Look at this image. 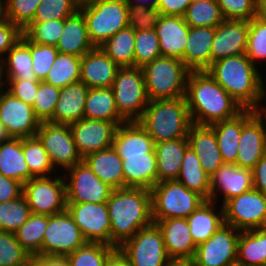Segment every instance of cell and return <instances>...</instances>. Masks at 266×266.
<instances>
[{"label": "cell", "instance_id": "16", "mask_svg": "<svg viewBox=\"0 0 266 266\" xmlns=\"http://www.w3.org/2000/svg\"><path fill=\"white\" fill-rule=\"evenodd\" d=\"M67 211L87 242L110 245V218L106 202L67 203Z\"/></svg>", "mask_w": 266, "mask_h": 266}, {"label": "cell", "instance_id": "41", "mask_svg": "<svg viewBox=\"0 0 266 266\" xmlns=\"http://www.w3.org/2000/svg\"><path fill=\"white\" fill-rule=\"evenodd\" d=\"M80 69L81 57L58 53L43 81L61 89L67 85L80 82Z\"/></svg>", "mask_w": 266, "mask_h": 266}, {"label": "cell", "instance_id": "1", "mask_svg": "<svg viewBox=\"0 0 266 266\" xmlns=\"http://www.w3.org/2000/svg\"><path fill=\"white\" fill-rule=\"evenodd\" d=\"M185 98L192 123L197 125L228 120L244 110L207 71H190Z\"/></svg>", "mask_w": 266, "mask_h": 266}, {"label": "cell", "instance_id": "57", "mask_svg": "<svg viewBox=\"0 0 266 266\" xmlns=\"http://www.w3.org/2000/svg\"><path fill=\"white\" fill-rule=\"evenodd\" d=\"M39 82L31 80H5V84L8 86L6 91L13 97L32 106L37 95Z\"/></svg>", "mask_w": 266, "mask_h": 266}, {"label": "cell", "instance_id": "42", "mask_svg": "<svg viewBox=\"0 0 266 266\" xmlns=\"http://www.w3.org/2000/svg\"><path fill=\"white\" fill-rule=\"evenodd\" d=\"M48 215L31 213L27 221L14 233L20 245L30 254H41Z\"/></svg>", "mask_w": 266, "mask_h": 266}, {"label": "cell", "instance_id": "19", "mask_svg": "<svg viewBox=\"0 0 266 266\" xmlns=\"http://www.w3.org/2000/svg\"><path fill=\"white\" fill-rule=\"evenodd\" d=\"M117 127L115 122L88 118L69 125L82 159L88 154L111 147Z\"/></svg>", "mask_w": 266, "mask_h": 266}, {"label": "cell", "instance_id": "50", "mask_svg": "<svg viewBox=\"0 0 266 266\" xmlns=\"http://www.w3.org/2000/svg\"><path fill=\"white\" fill-rule=\"evenodd\" d=\"M29 258L14 233L0 231V266H27Z\"/></svg>", "mask_w": 266, "mask_h": 266}, {"label": "cell", "instance_id": "52", "mask_svg": "<svg viewBox=\"0 0 266 266\" xmlns=\"http://www.w3.org/2000/svg\"><path fill=\"white\" fill-rule=\"evenodd\" d=\"M59 93L60 88L47 84L44 81L39 82L37 95L32 107L41 122H49L52 119Z\"/></svg>", "mask_w": 266, "mask_h": 266}, {"label": "cell", "instance_id": "31", "mask_svg": "<svg viewBox=\"0 0 266 266\" xmlns=\"http://www.w3.org/2000/svg\"><path fill=\"white\" fill-rule=\"evenodd\" d=\"M189 147L188 137L154 144L157 159V184L177 179L182 160Z\"/></svg>", "mask_w": 266, "mask_h": 266}, {"label": "cell", "instance_id": "9", "mask_svg": "<svg viewBox=\"0 0 266 266\" xmlns=\"http://www.w3.org/2000/svg\"><path fill=\"white\" fill-rule=\"evenodd\" d=\"M64 176L33 177L23 184L25 197L33 214L54 215L66 210Z\"/></svg>", "mask_w": 266, "mask_h": 266}, {"label": "cell", "instance_id": "55", "mask_svg": "<svg viewBox=\"0 0 266 266\" xmlns=\"http://www.w3.org/2000/svg\"><path fill=\"white\" fill-rule=\"evenodd\" d=\"M128 27L135 31L155 29L161 11L158 8L128 5Z\"/></svg>", "mask_w": 266, "mask_h": 266}, {"label": "cell", "instance_id": "3", "mask_svg": "<svg viewBox=\"0 0 266 266\" xmlns=\"http://www.w3.org/2000/svg\"><path fill=\"white\" fill-rule=\"evenodd\" d=\"M206 71L243 109L266 99L265 80L246 54L214 61Z\"/></svg>", "mask_w": 266, "mask_h": 266}, {"label": "cell", "instance_id": "48", "mask_svg": "<svg viewBox=\"0 0 266 266\" xmlns=\"http://www.w3.org/2000/svg\"><path fill=\"white\" fill-rule=\"evenodd\" d=\"M65 19L46 22H32L23 30V35L31 42L56 46L63 33Z\"/></svg>", "mask_w": 266, "mask_h": 266}, {"label": "cell", "instance_id": "26", "mask_svg": "<svg viewBox=\"0 0 266 266\" xmlns=\"http://www.w3.org/2000/svg\"><path fill=\"white\" fill-rule=\"evenodd\" d=\"M215 35L213 27L189 28L183 63L190 71H206L211 65V48Z\"/></svg>", "mask_w": 266, "mask_h": 266}, {"label": "cell", "instance_id": "45", "mask_svg": "<svg viewBox=\"0 0 266 266\" xmlns=\"http://www.w3.org/2000/svg\"><path fill=\"white\" fill-rule=\"evenodd\" d=\"M31 213L23 194L14 200L0 202V231L15 233Z\"/></svg>", "mask_w": 266, "mask_h": 266}, {"label": "cell", "instance_id": "58", "mask_svg": "<svg viewBox=\"0 0 266 266\" xmlns=\"http://www.w3.org/2000/svg\"><path fill=\"white\" fill-rule=\"evenodd\" d=\"M23 31L9 19L0 22V62L7 52L20 40Z\"/></svg>", "mask_w": 266, "mask_h": 266}, {"label": "cell", "instance_id": "25", "mask_svg": "<svg viewBox=\"0 0 266 266\" xmlns=\"http://www.w3.org/2000/svg\"><path fill=\"white\" fill-rule=\"evenodd\" d=\"M160 229L167 254L170 258H193L197 245L194 243L186 218L153 220Z\"/></svg>", "mask_w": 266, "mask_h": 266}, {"label": "cell", "instance_id": "44", "mask_svg": "<svg viewBox=\"0 0 266 266\" xmlns=\"http://www.w3.org/2000/svg\"><path fill=\"white\" fill-rule=\"evenodd\" d=\"M183 17L191 27L216 28L225 20L216 0L192 1Z\"/></svg>", "mask_w": 266, "mask_h": 266}, {"label": "cell", "instance_id": "43", "mask_svg": "<svg viewBox=\"0 0 266 266\" xmlns=\"http://www.w3.org/2000/svg\"><path fill=\"white\" fill-rule=\"evenodd\" d=\"M22 149L30 174L33 177H47L52 172L54 174L56 169L37 136L22 138Z\"/></svg>", "mask_w": 266, "mask_h": 266}, {"label": "cell", "instance_id": "24", "mask_svg": "<svg viewBox=\"0 0 266 266\" xmlns=\"http://www.w3.org/2000/svg\"><path fill=\"white\" fill-rule=\"evenodd\" d=\"M187 137L201 167L210 177L224 163L214 129L210 125L192 124Z\"/></svg>", "mask_w": 266, "mask_h": 266}, {"label": "cell", "instance_id": "11", "mask_svg": "<svg viewBox=\"0 0 266 266\" xmlns=\"http://www.w3.org/2000/svg\"><path fill=\"white\" fill-rule=\"evenodd\" d=\"M224 223L239 231L266 227V195L254 188L223 205Z\"/></svg>", "mask_w": 266, "mask_h": 266}, {"label": "cell", "instance_id": "59", "mask_svg": "<svg viewBox=\"0 0 266 266\" xmlns=\"http://www.w3.org/2000/svg\"><path fill=\"white\" fill-rule=\"evenodd\" d=\"M23 193V184L0 173V202L19 198Z\"/></svg>", "mask_w": 266, "mask_h": 266}, {"label": "cell", "instance_id": "5", "mask_svg": "<svg viewBox=\"0 0 266 266\" xmlns=\"http://www.w3.org/2000/svg\"><path fill=\"white\" fill-rule=\"evenodd\" d=\"M142 70L150 101L185 97L190 70L182 60L161 56L144 65Z\"/></svg>", "mask_w": 266, "mask_h": 266}, {"label": "cell", "instance_id": "53", "mask_svg": "<svg viewBox=\"0 0 266 266\" xmlns=\"http://www.w3.org/2000/svg\"><path fill=\"white\" fill-rule=\"evenodd\" d=\"M41 0H6L7 18L22 31L34 19V15Z\"/></svg>", "mask_w": 266, "mask_h": 266}, {"label": "cell", "instance_id": "66", "mask_svg": "<svg viewBox=\"0 0 266 266\" xmlns=\"http://www.w3.org/2000/svg\"><path fill=\"white\" fill-rule=\"evenodd\" d=\"M256 3V17L266 20V0H254Z\"/></svg>", "mask_w": 266, "mask_h": 266}, {"label": "cell", "instance_id": "28", "mask_svg": "<svg viewBox=\"0 0 266 266\" xmlns=\"http://www.w3.org/2000/svg\"><path fill=\"white\" fill-rule=\"evenodd\" d=\"M89 87L82 82L60 89L53 117L49 122L70 125L84 118V108Z\"/></svg>", "mask_w": 266, "mask_h": 266}, {"label": "cell", "instance_id": "38", "mask_svg": "<svg viewBox=\"0 0 266 266\" xmlns=\"http://www.w3.org/2000/svg\"><path fill=\"white\" fill-rule=\"evenodd\" d=\"M215 132L224 163L235 164L243 127V111L237 116L210 125Z\"/></svg>", "mask_w": 266, "mask_h": 266}, {"label": "cell", "instance_id": "64", "mask_svg": "<svg viewBox=\"0 0 266 266\" xmlns=\"http://www.w3.org/2000/svg\"><path fill=\"white\" fill-rule=\"evenodd\" d=\"M165 266H195L193 258H169Z\"/></svg>", "mask_w": 266, "mask_h": 266}, {"label": "cell", "instance_id": "54", "mask_svg": "<svg viewBox=\"0 0 266 266\" xmlns=\"http://www.w3.org/2000/svg\"><path fill=\"white\" fill-rule=\"evenodd\" d=\"M32 69L38 80L43 81L53 65L57 54L56 46L37 44L30 41Z\"/></svg>", "mask_w": 266, "mask_h": 266}, {"label": "cell", "instance_id": "46", "mask_svg": "<svg viewBox=\"0 0 266 266\" xmlns=\"http://www.w3.org/2000/svg\"><path fill=\"white\" fill-rule=\"evenodd\" d=\"M116 248L104 243L87 242L67 256L71 266H104Z\"/></svg>", "mask_w": 266, "mask_h": 266}, {"label": "cell", "instance_id": "12", "mask_svg": "<svg viewBox=\"0 0 266 266\" xmlns=\"http://www.w3.org/2000/svg\"><path fill=\"white\" fill-rule=\"evenodd\" d=\"M87 243L67 209L48 216L41 254L68 256Z\"/></svg>", "mask_w": 266, "mask_h": 266}, {"label": "cell", "instance_id": "17", "mask_svg": "<svg viewBox=\"0 0 266 266\" xmlns=\"http://www.w3.org/2000/svg\"><path fill=\"white\" fill-rule=\"evenodd\" d=\"M235 165L253 169L266 153V127L252 109L243 110V127Z\"/></svg>", "mask_w": 266, "mask_h": 266}, {"label": "cell", "instance_id": "22", "mask_svg": "<svg viewBox=\"0 0 266 266\" xmlns=\"http://www.w3.org/2000/svg\"><path fill=\"white\" fill-rule=\"evenodd\" d=\"M120 67L100 48L81 57L80 82L89 88H110Z\"/></svg>", "mask_w": 266, "mask_h": 266}, {"label": "cell", "instance_id": "35", "mask_svg": "<svg viewBox=\"0 0 266 266\" xmlns=\"http://www.w3.org/2000/svg\"><path fill=\"white\" fill-rule=\"evenodd\" d=\"M84 118L115 122L118 126L127 121L119 114L112 88H89Z\"/></svg>", "mask_w": 266, "mask_h": 266}, {"label": "cell", "instance_id": "36", "mask_svg": "<svg viewBox=\"0 0 266 266\" xmlns=\"http://www.w3.org/2000/svg\"><path fill=\"white\" fill-rule=\"evenodd\" d=\"M0 173L24 184L33 178L22 149V138H10L0 143Z\"/></svg>", "mask_w": 266, "mask_h": 266}, {"label": "cell", "instance_id": "40", "mask_svg": "<svg viewBox=\"0 0 266 266\" xmlns=\"http://www.w3.org/2000/svg\"><path fill=\"white\" fill-rule=\"evenodd\" d=\"M119 67H134L135 30L121 29L99 46Z\"/></svg>", "mask_w": 266, "mask_h": 266}, {"label": "cell", "instance_id": "67", "mask_svg": "<svg viewBox=\"0 0 266 266\" xmlns=\"http://www.w3.org/2000/svg\"><path fill=\"white\" fill-rule=\"evenodd\" d=\"M254 112L257 116L261 118V120H266V106H262L261 102H259L257 107L254 109ZM262 116H264V119ZM263 123L266 124L265 121H263Z\"/></svg>", "mask_w": 266, "mask_h": 266}, {"label": "cell", "instance_id": "62", "mask_svg": "<svg viewBox=\"0 0 266 266\" xmlns=\"http://www.w3.org/2000/svg\"><path fill=\"white\" fill-rule=\"evenodd\" d=\"M253 188L266 195V153L252 169Z\"/></svg>", "mask_w": 266, "mask_h": 266}, {"label": "cell", "instance_id": "18", "mask_svg": "<svg viewBox=\"0 0 266 266\" xmlns=\"http://www.w3.org/2000/svg\"><path fill=\"white\" fill-rule=\"evenodd\" d=\"M0 121L12 138L36 136L41 124L30 104L13 97L6 90L0 97Z\"/></svg>", "mask_w": 266, "mask_h": 266}, {"label": "cell", "instance_id": "69", "mask_svg": "<svg viewBox=\"0 0 266 266\" xmlns=\"http://www.w3.org/2000/svg\"><path fill=\"white\" fill-rule=\"evenodd\" d=\"M11 137L8 134L5 126L2 124V122L0 121V143L6 140H9Z\"/></svg>", "mask_w": 266, "mask_h": 266}, {"label": "cell", "instance_id": "8", "mask_svg": "<svg viewBox=\"0 0 266 266\" xmlns=\"http://www.w3.org/2000/svg\"><path fill=\"white\" fill-rule=\"evenodd\" d=\"M111 88L119 114L127 122L138 121L150 101L142 68L120 67Z\"/></svg>", "mask_w": 266, "mask_h": 266}, {"label": "cell", "instance_id": "70", "mask_svg": "<svg viewBox=\"0 0 266 266\" xmlns=\"http://www.w3.org/2000/svg\"><path fill=\"white\" fill-rule=\"evenodd\" d=\"M6 84H5V80L2 78V76L0 75V97H1V95H2V93L4 92V91H2L3 90V86H5Z\"/></svg>", "mask_w": 266, "mask_h": 266}, {"label": "cell", "instance_id": "63", "mask_svg": "<svg viewBox=\"0 0 266 266\" xmlns=\"http://www.w3.org/2000/svg\"><path fill=\"white\" fill-rule=\"evenodd\" d=\"M104 266H131L128 259L117 248L106 260Z\"/></svg>", "mask_w": 266, "mask_h": 266}, {"label": "cell", "instance_id": "6", "mask_svg": "<svg viewBox=\"0 0 266 266\" xmlns=\"http://www.w3.org/2000/svg\"><path fill=\"white\" fill-rule=\"evenodd\" d=\"M79 11L84 16L89 38L95 47L128 27V4L124 0H90L81 3Z\"/></svg>", "mask_w": 266, "mask_h": 266}, {"label": "cell", "instance_id": "51", "mask_svg": "<svg viewBox=\"0 0 266 266\" xmlns=\"http://www.w3.org/2000/svg\"><path fill=\"white\" fill-rule=\"evenodd\" d=\"M245 54L256 66L258 60L266 59V20L253 17L249 21V33Z\"/></svg>", "mask_w": 266, "mask_h": 266}, {"label": "cell", "instance_id": "2", "mask_svg": "<svg viewBox=\"0 0 266 266\" xmlns=\"http://www.w3.org/2000/svg\"><path fill=\"white\" fill-rule=\"evenodd\" d=\"M111 223L110 246L119 248L152 220L151 192L146 188L113 190L106 202Z\"/></svg>", "mask_w": 266, "mask_h": 266}, {"label": "cell", "instance_id": "56", "mask_svg": "<svg viewBox=\"0 0 266 266\" xmlns=\"http://www.w3.org/2000/svg\"><path fill=\"white\" fill-rule=\"evenodd\" d=\"M224 19L247 20L256 17L254 0H216Z\"/></svg>", "mask_w": 266, "mask_h": 266}, {"label": "cell", "instance_id": "21", "mask_svg": "<svg viewBox=\"0 0 266 266\" xmlns=\"http://www.w3.org/2000/svg\"><path fill=\"white\" fill-rule=\"evenodd\" d=\"M209 200L216 203L217 190L223 192L222 206L229 200L253 188L252 170L223 163L210 177Z\"/></svg>", "mask_w": 266, "mask_h": 266}, {"label": "cell", "instance_id": "23", "mask_svg": "<svg viewBox=\"0 0 266 266\" xmlns=\"http://www.w3.org/2000/svg\"><path fill=\"white\" fill-rule=\"evenodd\" d=\"M189 28L182 16L162 15L155 26L161 55L182 60Z\"/></svg>", "mask_w": 266, "mask_h": 266}, {"label": "cell", "instance_id": "30", "mask_svg": "<svg viewBox=\"0 0 266 266\" xmlns=\"http://www.w3.org/2000/svg\"><path fill=\"white\" fill-rule=\"evenodd\" d=\"M125 180V188H146L151 190L157 184V159L155 150L146 156H119Z\"/></svg>", "mask_w": 266, "mask_h": 266}, {"label": "cell", "instance_id": "29", "mask_svg": "<svg viewBox=\"0 0 266 266\" xmlns=\"http://www.w3.org/2000/svg\"><path fill=\"white\" fill-rule=\"evenodd\" d=\"M82 160L102 182L113 190L125 188L122 159L112 146L88 154Z\"/></svg>", "mask_w": 266, "mask_h": 266}, {"label": "cell", "instance_id": "61", "mask_svg": "<svg viewBox=\"0 0 266 266\" xmlns=\"http://www.w3.org/2000/svg\"><path fill=\"white\" fill-rule=\"evenodd\" d=\"M27 266H71L67 256L30 255Z\"/></svg>", "mask_w": 266, "mask_h": 266}, {"label": "cell", "instance_id": "7", "mask_svg": "<svg viewBox=\"0 0 266 266\" xmlns=\"http://www.w3.org/2000/svg\"><path fill=\"white\" fill-rule=\"evenodd\" d=\"M150 192L152 220L187 218L206 201L177 180L158 183Z\"/></svg>", "mask_w": 266, "mask_h": 266}, {"label": "cell", "instance_id": "20", "mask_svg": "<svg viewBox=\"0 0 266 266\" xmlns=\"http://www.w3.org/2000/svg\"><path fill=\"white\" fill-rule=\"evenodd\" d=\"M249 33V21L225 19L215 28L211 48V64L214 61L245 54Z\"/></svg>", "mask_w": 266, "mask_h": 266}, {"label": "cell", "instance_id": "33", "mask_svg": "<svg viewBox=\"0 0 266 266\" xmlns=\"http://www.w3.org/2000/svg\"><path fill=\"white\" fill-rule=\"evenodd\" d=\"M5 56L0 62V75L4 80L40 81L32 69L30 41L24 35Z\"/></svg>", "mask_w": 266, "mask_h": 266}, {"label": "cell", "instance_id": "15", "mask_svg": "<svg viewBox=\"0 0 266 266\" xmlns=\"http://www.w3.org/2000/svg\"><path fill=\"white\" fill-rule=\"evenodd\" d=\"M36 136L42 142L56 170L59 166L67 170L82 161L69 125L41 122Z\"/></svg>", "mask_w": 266, "mask_h": 266}, {"label": "cell", "instance_id": "49", "mask_svg": "<svg viewBox=\"0 0 266 266\" xmlns=\"http://www.w3.org/2000/svg\"><path fill=\"white\" fill-rule=\"evenodd\" d=\"M79 6L80 3L77 0H41L33 22L66 19L76 13Z\"/></svg>", "mask_w": 266, "mask_h": 266}, {"label": "cell", "instance_id": "65", "mask_svg": "<svg viewBox=\"0 0 266 266\" xmlns=\"http://www.w3.org/2000/svg\"><path fill=\"white\" fill-rule=\"evenodd\" d=\"M128 5L157 8L159 0H124Z\"/></svg>", "mask_w": 266, "mask_h": 266}, {"label": "cell", "instance_id": "68", "mask_svg": "<svg viewBox=\"0 0 266 266\" xmlns=\"http://www.w3.org/2000/svg\"><path fill=\"white\" fill-rule=\"evenodd\" d=\"M8 20L7 18V8L6 0H0V22Z\"/></svg>", "mask_w": 266, "mask_h": 266}, {"label": "cell", "instance_id": "10", "mask_svg": "<svg viewBox=\"0 0 266 266\" xmlns=\"http://www.w3.org/2000/svg\"><path fill=\"white\" fill-rule=\"evenodd\" d=\"M118 249L131 266H165L170 258L162 233L155 223L140 229Z\"/></svg>", "mask_w": 266, "mask_h": 266}, {"label": "cell", "instance_id": "37", "mask_svg": "<svg viewBox=\"0 0 266 266\" xmlns=\"http://www.w3.org/2000/svg\"><path fill=\"white\" fill-rule=\"evenodd\" d=\"M237 266H266V227L240 231Z\"/></svg>", "mask_w": 266, "mask_h": 266}, {"label": "cell", "instance_id": "13", "mask_svg": "<svg viewBox=\"0 0 266 266\" xmlns=\"http://www.w3.org/2000/svg\"><path fill=\"white\" fill-rule=\"evenodd\" d=\"M240 231L223 224L207 241L196 247L195 266H237Z\"/></svg>", "mask_w": 266, "mask_h": 266}, {"label": "cell", "instance_id": "39", "mask_svg": "<svg viewBox=\"0 0 266 266\" xmlns=\"http://www.w3.org/2000/svg\"><path fill=\"white\" fill-rule=\"evenodd\" d=\"M176 180L182 183L187 189L200 194L205 200H209V176L201 167L198 156L191 147L185 152Z\"/></svg>", "mask_w": 266, "mask_h": 266}, {"label": "cell", "instance_id": "60", "mask_svg": "<svg viewBox=\"0 0 266 266\" xmlns=\"http://www.w3.org/2000/svg\"><path fill=\"white\" fill-rule=\"evenodd\" d=\"M192 0H159L157 8L162 15L184 16Z\"/></svg>", "mask_w": 266, "mask_h": 266}, {"label": "cell", "instance_id": "34", "mask_svg": "<svg viewBox=\"0 0 266 266\" xmlns=\"http://www.w3.org/2000/svg\"><path fill=\"white\" fill-rule=\"evenodd\" d=\"M214 202L204 201L187 218L190 233L194 243L199 244L207 241L224 223V211L221 205L220 212H215Z\"/></svg>", "mask_w": 266, "mask_h": 266}, {"label": "cell", "instance_id": "4", "mask_svg": "<svg viewBox=\"0 0 266 266\" xmlns=\"http://www.w3.org/2000/svg\"><path fill=\"white\" fill-rule=\"evenodd\" d=\"M138 122L154 143L187 137L193 124L185 97L149 101Z\"/></svg>", "mask_w": 266, "mask_h": 266}, {"label": "cell", "instance_id": "32", "mask_svg": "<svg viewBox=\"0 0 266 266\" xmlns=\"http://www.w3.org/2000/svg\"><path fill=\"white\" fill-rule=\"evenodd\" d=\"M94 47L89 38L83 14L78 10L67 17L63 33L56 45L58 52L82 57Z\"/></svg>", "mask_w": 266, "mask_h": 266}, {"label": "cell", "instance_id": "27", "mask_svg": "<svg viewBox=\"0 0 266 266\" xmlns=\"http://www.w3.org/2000/svg\"><path fill=\"white\" fill-rule=\"evenodd\" d=\"M154 144L139 122L131 121L117 127L112 147L118 156H146L154 149Z\"/></svg>", "mask_w": 266, "mask_h": 266}, {"label": "cell", "instance_id": "14", "mask_svg": "<svg viewBox=\"0 0 266 266\" xmlns=\"http://www.w3.org/2000/svg\"><path fill=\"white\" fill-rule=\"evenodd\" d=\"M65 172H69L64 175L67 203H101L109 199L113 189L102 182L83 160Z\"/></svg>", "mask_w": 266, "mask_h": 266}, {"label": "cell", "instance_id": "71", "mask_svg": "<svg viewBox=\"0 0 266 266\" xmlns=\"http://www.w3.org/2000/svg\"><path fill=\"white\" fill-rule=\"evenodd\" d=\"M80 4L81 3H84V2H87V1H90V0H77Z\"/></svg>", "mask_w": 266, "mask_h": 266}, {"label": "cell", "instance_id": "47", "mask_svg": "<svg viewBox=\"0 0 266 266\" xmlns=\"http://www.w3.org/2000/svg\"><path fill=\"white\" fill-rule=\"evenodd\" d=\"M161 56L155 29L135 31L134 67L142 68Z\"/></svg>", "mask_w": 266, "mask_h": 266}]
</instances>
